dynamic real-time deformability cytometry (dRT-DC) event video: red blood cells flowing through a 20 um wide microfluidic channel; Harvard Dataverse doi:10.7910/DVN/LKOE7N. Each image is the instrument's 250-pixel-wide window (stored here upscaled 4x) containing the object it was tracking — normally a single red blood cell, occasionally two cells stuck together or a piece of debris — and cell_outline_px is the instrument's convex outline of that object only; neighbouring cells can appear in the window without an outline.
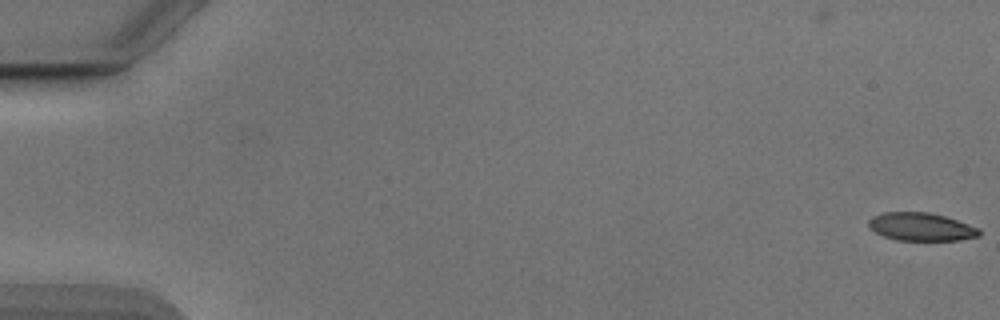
{"species": "Egyptian fruit bat (a non-hibernating species)", "species_latin": "Rousettus aegyptiacus", "temperature_condition": "cold", "stored_images_in_passage": 54, "camera_frame_rate_fps": 3000, "um_per_image_px": 0.085, "animal": {"sex": "male"}, "frame": {"image": 1, "passage_image": 1, "time_ms": 0.0, "image_size_px": [1000, 320], "cell_outline_px": [[980, 236], [960, 240], [896, 240], [884, 236], [868, 228], [868, 220], [872, 216], [884, 212], [928, 212], [944, 216], [980, 228]], "centroid_in_image_um": [78.28, 19.28], "position_along_channel_um": 6.7, "area_um2": 18.09}}
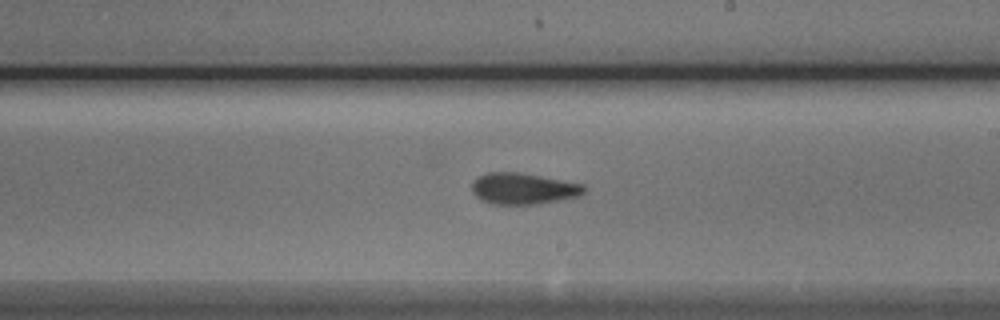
{"frame": {"image": 2, "passage_image": 32, "time_ms": 10.333, "image_size_px": [1000, 320], "cell_outline_px": [[584, 192], [580, 196], [560, 200], [536, 204], [492, 204], [476, 196], [472, 192], [472, 180], [488, 172], [520, 172], [584, 184]], "centroid_in_image_um": [44.48, 16.02], "position_along_channel_um": 244.5, "area_um2": 20.4}}
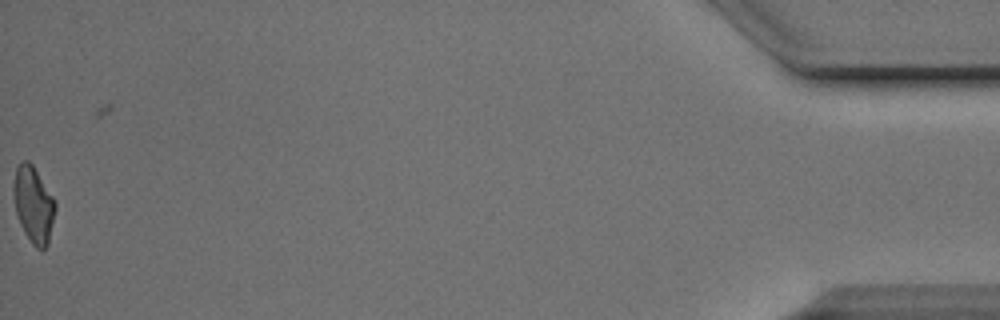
{"frame": {"image": 3, "passage_image": 54, "time_ms": 17.667, "image_size_px": [1000, 320], "cell_outline_px": [[56, 208], [48, 244], [44, 248], [36, 248], [32, 244], [24, 232], [20, 224], [16, 212], [12, 192], [12, 188], [16, 168], [24, 160], [28, 160], [32, 164], [56, 200]], "centroid_in_image_um": [2.85, 17.38], "position_along_channel_um": 432.4, "area_um2": 18.61}, "authors_computed_cell_mechanics": {"area_um2": 19.7098, "velocity_mm_per_s": 3.9028, "shape_relaxation_time_tau1_ms": 4.2512, "shape_relaxation_time_tau2_ms": 3.2485, "deformation_change_tau1": 0.1549, "deformation_change_tau2": 0.1245}}